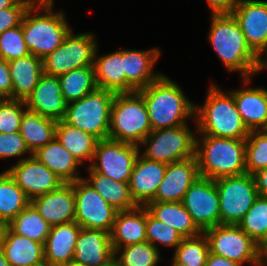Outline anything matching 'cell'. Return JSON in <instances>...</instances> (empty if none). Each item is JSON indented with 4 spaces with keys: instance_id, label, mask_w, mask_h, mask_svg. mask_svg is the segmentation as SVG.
Listing matches in <instances>:
<instances>
[{
    "instance_id": "1",
    "label": "cell",
    "mask_w": 267,
    "mask_h": 266,
    "mask_svg": "<svg viewBox=\"0 0 267 266\" xmlns=\"http://www.w3.org/2000/svg\"><path fill=\"white\" fill-rule=\"evenodd\" d=\"M208 41L229 72H238L243 86L259 73L261 58L250 48L232 14H211Z\"/></svg>"
},
{
    "instance_id": "2",
    "label": "cell",
    "mask_w": 267,
    "mask_h": 266,
    "mask_svg": "<svg viewBox=\"0 0 267 266\" xmlns=\"http://www.w3.org/2000/svg\"><path fill=\"white\" fill-rule=\"evenodd\" d=\"M138 92L146 103L152 131L185 125L189 118L195 120V104L165 74Z\"/></svg>"
},
{
    "instance_id": "3",
    "label": "cell",
    "mask_w": 267,
    "mask_h": 266,
    "mask_svg": "<svg viewBox=\"0 0 267 266\" xmlns=\"http://www.w3.org/2000/svg\"><path fill=\"white\" fill-rule=\"evenodd\" d=\"M208 88L204 104H195V132L199 135L246 139L250 131L237 110L232 93L223 91L213 83Z\"/></svg>"
},
{
    "instance_id": "4",
    "label": "cell",
    "mask_w": 267,
    "mask_h": 266,
    "mask_svg": "<svg viewBox=\"0 0 267 266\" xmlns=\"http://www.w3.org/2000/svg\"><path fill=\"white\" fill-rule=\"evenodd\" d=\"M245 153V139L196 136L195 157L202 177L217 180L245 174Z\"/></svg>"
},
{
    "instance_id": "5",
    "label": "cell",
    "mask_w": 267,
    "mask_h": 266,
    "mask_svg": "<svg viewBox=\"0 0 267 266\" xmlns=\"http://www.w3.org/2000/svg\"><path fill=\"white\" fill-rule=\"evenodd\" d=\"M26 46L42 60L59 47L72 30L63 11H53V5L32 4L22 20Z\"/></svg>"
},
{
    "instance_id": "6",
    "label": "cell",
    "mask_w": 267,
    "mask_h": 266,
    "mask_svg": "<svg viewBox=\"0 0 267 266\" xmlns=\"http://www.w3.org/2000/svg\"><path fill=\"white\" fill-rule=\"evenodd\" d=\"M151 132L143 96L138 91L116 93L110 114L109 138L140 146Z\"/></svg>"
},
{
    "instance_id": "7",
    "label": "cell",
    "mask_w": 267,
    "mask_h": 266,
    "mask_svg": "<svg viewBox=\"0 0 267 266\" xmlns=\"http://www.w3.org/2000/svg\"><path fill=\"white\" fill-rule=\"evenodd\" d=\"M115 92L97 88L83 98L68 103L63 122L92 134L98 140L109 138L110 114Z\"/></svg>"
},
{
    "instance_id": "8",
    "label": "cell",
    "mask_w": 267,
    "mask_h": 266,
    "mask_svg": "<svg viewBox=\"0 0 267 266\" xmlns=\"http://www.w3.org/2000/svg\"><path fill=\"white\" fill-rule=\"evenodd\" d=\"M196 133L188 124L153 130L140 144L147 147L140 154L147 159L170 164L195 157ZM142 146V147H141Z\"/></svg>"
},
{
    "instance_id": "9",
    "label": "cell",
    "mask_w": 267,
    "mask_h": 266,
    "mask_svg": "<svg viewBox=\"0 0 267 266\" xmlns=\"http://www.w3.org/2000/svg\"><path fill=\"white\" fill-rule=\"evenodd\" d=\"M95 33H78L72 30L62 44L43 59L44 74L59 77L71 70L94 65L98 48Z\"/></svg>"
},
{
    "instance_id": "10",
    "label": "cell",
    "mask_w": 267,
    "mask_h": 266,
    "mask_svg": "<svg viewBox=\"0 0 267 266\" xmlns=\"http://www.w3.org/2000/svg\"><path fill=\"white\" fill-rule=\"evenodd\" d=\"M210 253L229 260L261 266V249L238 225L220 224L206 229Z\"/></svg>"
},
{
    "instance_id": "11",
    "label": "cell",
    "mask_w": 267,
    "mask_h": 266,
    "mask_svg": "<svg viewBox=\"0 0 267 266\" xmlns=\"http://www.w3.org/2000/svg\"><path fill=\"white\" fill-rule=\"evenodd\" d=\"M219 193L220 224H235L252 207L259 196L252 174L223 177L215 180Z\"/></svg>"
},
{
    "instance_id": "12",
    "label": "cell",
    "mask_w": 267,
    "mask_h": 266,
    "mask_svg": "<svg viewBox=\"0 0 267 266\" xmlns=\"http://www.w3.org/2000/svg\"><path fill=\"white\" fill-rule=\"evenodd\" d=\"M140 154V147L111 138L97 141L92 162L88 166L95 172L115 181L129 183L132 169Z\"/></svg>"
},
{
    "instance_id": "13",
    "label": "cell",
    "mask_w": 267,
    "mask_h": 266,
    "mask_svg": "<svg viewBox=\"0 0 267 266\" xmlns=\"http://www.w3.org/2000/svg\"><path fill=\"white\" fill-rule=\"evenodd\" d=\"M75 222L85 229L111 233L118 212L84 179L73 182Z\"/></svg>"
},
{
    "instance_id": "14",
    "label": "cell",
    "mask_w": 267,
    "mask_h": 266,
    "mask_svg": "<svg viewBox=\"0 0 267 266\" xmlns=\"http://www.w3.org/2000/svg\"><path fill=\"white\" fill-rule=\"evenodd\" d=\"M182 203L202 232L220 225L219 193L215 180L202 176L197 178L185 193Z\"/></svg>"
},
{
    "instance_id": "15",
    "label": "cell",
    "mask_w": 267,
    "mask_h": 266,
    "mask_svg": "<svg viewBox=\"0 0 267 266\" xmlns=\"http://www.w3.org/2000/svg\"><path fill=\"white\" fill-rule=\"evenodd\" d=\"M7 171L30 200L58 189L64 183L33 155L22 157Z\"/></svg>"
},
{
    "instance_id": "16",
    "label": "cell",
    "mask_w": 267,
    "mask_h": 266,
    "mask_svg": "<svg viewBox=\"0 0 267 266\" xmlns=\"http://www.w3.org/2000/svg\"><path fill=\"white\" fill-rule=\"evenodd\" d=\"M231 14L237 20L250 48L263 58L267 52V1L240 2Z\"/></svg>"
},
{
    "instance_id": "17",
    "label": "cell",
    "mask_w": 267,
    "mask_h": 266,
    "mask_svg": "<svg viewBox=\"0 0 267 266\" xmlns=\"http://www.w3.org/2000/svg\"><path fill=\"white\" fill-rule=\"evenodd\" d=\"M199 177L196 157L167 164L154 201L182 202L189 187Z\"/></svg>"
},
{
    "instance_id": "18",
    "label": "cell",
    "mask_w": 267,
    "mask_h": 266,
    "mask_svg": "<svg viewBox=\"0 0 267 266\" xmlns=\"http://www.w3.org/2000/svg\"><path fill=\"white\" fill-rule=\"evenodd\" d=\"M158 47L148 50L123 49V66L126 76V92L139 91L160 78L163 73L154 71L160 59Z\"/></svg>"
},
{
    "instance_id": "19",
    "label": "cell",
    "mask_w": 267,
    "mask_h": 266,
    "mask_svg": "<svg viewBox=\"0 0 267 266\" xmlns=\"http://www.w3.org/2000/svg\"><path fill=\"white\" fill-rule=\"evenodd\" d=\"M25 104L28 110L43 117L63 120L67 103L62 95L59 77L43 74Z\"/></svg>"
},
{
    "instance_id": "20",
    "label": "cell",
    "mask_w": 267,
    "mask_h": 266,
    "mask_svg": "<svg viewBox=\"0 0 267 266\" xmlns=\"http://www.w3.org/2000/svg\"><path fill=\"white\" fill-rule=\"evenodd\" d=\"M166 168L167 164L139 154L128 183L131 197L137 206H146L154 201Z\"/></svg>"
},
{
    "instance_id": "21",
    "label": "cell",
    "mask_w": 267,
    "mask_h": 266,
    "mask_svg": "<svg viewBox=\"0 0 267 266\" xmlns=\"http://www.w3.org/2000/svg\"><path fill=\"white\" fill-rule=\"evenodd\" d=\"M31 204L50 226L75 221L73 183H63L58 189L33 198Z\"/></svg>"
},
{
    "instance_id": "22",
    "label": "cell",
    "mask_w": 267,
    "mask_h": 266,
    "mask_svg": "<svg viewBox=\"0 0 267 266\" xmlns=\"http://www.w3.org/2000/svg\"><path fill=\"white\" fill-rule=\"evenodd\" d=\"M112 259L114 250L110 233L81 228L75 244L73 261L86 266H105Z\"/></svg>"
},
{
    "instance_id": "23",
    "label": "cell",
    "mask_w": 267,
    "mask_h": 266,
    "mask_svg": "<svg viewBox=\"0 0 267 266\" xmlns=\"http://www.w3.org/2000/svg\"><path fill=\"white\" fill-rule=\"evenodd\" d=\"M235 105L249 131L264 130L267 126V89L248 87L231 90Z\"/></svg>"
},
{
    "instance_id": "24",
    "label": "cell",
    "mask_w": 267,
    "mask_h": 266,
    "mask_svg": "<svg viewBox=\"0 0 267 266\" xmlns=\"http://www.w3.org/2000/svg\"><path fill=\"white\" fill-rule=\"evenodd\" d=\"M113 250L147 241L146 207L118 211L110 233Z\"/></svg>"
},
{
    "instance_id": "25",
    "label": "cell",
    "mask_w": 267,
    "mask_h": 266,
    "mask_svg": "<svg viewBox=\"0 0 267 266\" xmlns=\"http://www.w3.org/2000/svg\"><path fill=\"white\" fill-rule=\"evenodd\" d=\"M80 230L75 221L51 227L44 244V260L49 266H62L73 261Z\"/></svg>"
},
{
    "instance_id": "26",
    "label": "cell",
    "mask_w": 267,
    "mask_h": 266,
    "mask_svg": "<svg viewBox=\"0 0 267 266\" xmlns=\"http://www.w3.org/2000/svg\"><path fill=\"white\" fill-rule=\"evenodd\" d=\"M32 155L64 183H73L83 177L78 170L80 162L56 139L38 148ZM78 170V171H77Z\"/></svg>"
},
{
    "instance_id": "27",
    "label": "cell",
    "mask_w": 267,
    "mask_h": 266,
    "mask_svg": "<svg viewBox=\"0 0 267 266\" xmlns=\"http://www.w3.org/2000/svg\"><path fill=\"white\" fill-rule=\"evenodd\" d=\"M12 99L26 100L44 74L43 60L33 54L8 62Z\"/></svg>"
},
{
    "instance_id": "28",
    "label": "cell",
    "mask_w": 267,
    "mask_h": 266,
    "mask_svg": "<svg viewBox=\"0 0 267 266\" xmlns=\"http://www.w3.org/2000/svg\"><path fill=\"white\" fill-rule=\"evenodd\" d=\"M97 48L94 59L96 83L98 88L115 93L126 92V76L123 66V49L105 55H98Z\"/></svg>"
},
{
    "instance_id": "29",
    "label": "cell",
    "mask_w": 267,
    "mask_h": 266,
    "mask_svg": "<svg viewBox=\"0 0 267 266\" xmlns=\"http://www.w3.org/2000/svg\"><path fill=\"white\" fill-rule=\"evenodd\" d=\"M145 207L154 218L171 226L184 238L202 233L182 202L151 201Z\"/></svg>"
},
{
    "instance_id": "30",
    "label": "cell",
    "mask_w": 267,
    "mask_h": 266,
    "mask_svg": "<svg viewBox=\"0 0 267 266\" xmlns=\"http://www.w3.org/2000/svg\"><path fill=\"white\" fill-rule=\"evenodd\" d=\"M2 250L11 266H28L44 262V244L17 235L8 229Z\"/></svg>"
},
{
    "instance_id": "31",
    "label": "cell",
    "mask_w": 267,
    "mask_h": 266,
    "mask_svg": "<svg viewBox=\"0 0 267 266\" xmlns=\"http://www.w3.org/2000/svg\"><path fill=\"white\" fill-rule=\"evenodd\" d=\"M88 176L83 177L106 201L118 211L132 210L137 207L131 197L129 184L115 181L93 171L88 166Z\"/></svg>"
},
{
    "instance_id": "32",
    "label": "cell",
    "mask_w": 267,
    "mask_h": 266,
    "mask_svg": "<svg viewBox=\"0 0 267 266\" xmlns=\"http://www.w3.org/2000/svg\"><path fill=\"white\" fill-rule=\"evenodd\" d=\"M57 121L26 110L20 124V134L31 153L50 143L56 137Z\"/></svg>"
},
{
    "instance_id": "33",
    "label": "cell",
    "mask_w": 267,
    "mask_h": 266,
    "mask_svg": "<svg viewBox=\"0 0 267 266\" xmlns=\"http://www.w3.org/2000/svg\"><path fill=\"white\" fill-rule=\"evenodd\" d=\"M56 139L81 165H84L88 160L92 162L98 141L92 134L74 128L61 120L56 123Z\"/></svg>"
},
{
    "instance_id": "34",
    "label": "cell",
    "mask_w": 267,
    "mask_h": 266,
    "mask_svg": "<svg viewBox=\"0 0 267 266\" xmlns=\"http://www.w3.org/2000/svg\"><path fill=\"white\" fill-rule=\"evenodd\" d=\"M31 200L7 170L0 173V219L10 223Z\"/></svg>"
},
{
    "instance_id": "35",
    "label": "cell",
    "mask_w": 267,
    "mask_h": 266,
    "mask_svg": "<svg viewBox=\"0 0 267 266\" xmlns=\"http://www.w3.org/2000/svg\"><path fill=\"white\" fill-rule=\"evenodd\" d=\"M59 82L67 104L83 98L98 88L94 65L60 75Z\"/></svg>"
},
{
    "instance_id": "36",
    "label": "cell",
    "mask_w": 267,
    "mask_h": 266,
    "mask_svg": "<svg viewBox=\"0 0 267 266\" xmlns=\"http://www.w3.org/2000/svg\"><path fill=\"white\" fill-rule=\"evenodd\" d=\"M51 227L31 203L9 223L13 233L42 244H45Z\"/></svg>"
},
{
    "instance_id": "37",
    "label": "cell",
    "mask_w": 267,
    "mask_h": 266,
    "mask_svg": "<svg viewBox=\"0 0 267 266\" xmlns=\"http://www.w3.org/2000/svg\"><path fill=\"white\" fill-rule=\"evenodd\" d=\"M209 253V242L202 232L195 237L183 238L174 250L172 260L180 266H205Z\"/></svg>"
},
{
    "instance_id": "38",
    "label": "cell",
    "mask_w": 267,
    "mask_h": 266,
    "mask_svg": "<svg viewBox=\"0 0 267 266\" xmlns=\"http://www.w3.org/2000/svg\"><path fill=\"white\" fill-rule=\"evenodd\" d=\"M237 225L261 247L267 241V197L259 195Z\"/></svg>"
},
{
    "instance_id": "39",
    "label": "cell",
    "mask_w": 267,
    "mask_h": 266,
    "mask_svg": "<svg viewBox=\"0 0 267 266\" xmlns=\"http://www.w3.org/2000/svg\"><path fill=\"white\" fill-rule=\"evenodd\" d=\"M160 255L148 241L114 249V259L120 266H157L163 260Z\"/></svg>"
},
{
    "instance_id": "40",
    "label": "cell",
    "mask_w": 267,
    "mask_h": 266,
    "mask_svg": "<svg viewBox=\"0 0 267 266\" xmlns=\"http://www.w3.org/2000/svg\"><path fill=\"white\" fill-rule=\"evenodd\" d=\"M245 140V170L253 175L267 167V133L264 130L250 131Z\"/></svg>"
},
{
    "instance_id": "41",
    "label": "cell",
    "mask_w": 267,
    "mask_h": 266,
    "mask_svg": "<svg viewBox=\"0 0 267 266\" xmlns=\"http://www.w3.org/2000/svg\"><path fill=\"white\" fill-rule=\"evenodd\" d=\"M146 237L147 241L159 249V245L173 247L181 243L184 238L178 231L164 222L154 218L146 209ZM159 243V244H158ZM161 243V244H160Z\"/></svg>"
},
{
    "instance_id": "42",
    "label": "cell",
    "mask_w": 267,
    "mask_h": 266,
    "mask_svg": "<svg viewBox=\"0 0 267 266\" xmlns=\"http://www.w3.org/2000/svg\"><path fill=\"white\" fill-rule=\"evenodd\" d=\"M30 54L23 35L22 25L8 29L0 34V58L12 61Z\"/></svg>"
},
{
    "instance_id": "43",
    "label": "cell",
    "mask_w": 267,
    "mask_h": 266,
    "mask_svg": "<svg viewBox=\"0 0 267 266\" xmlns=\"http://www.w3.org/2000/svg\"><path fill=\"white\" fill-rule=\"evenodd\" d=\"M26 110L24 100L0 99V133L20 132L21 119Z\"/></svg>"
},
{
    "instance_id": "44",
    "label": "cell",
    "mask_w": 267,
    "mask_h": 266,
    "mask_svg": "<svg viewBox=\"0 0 267 266\" xmlns=\"http://www.w3.org/2000/svg\"><path fill=\"white\" fill-rule=\"evenodd\" d=\"M27 153L28 157L32 156L20 132L0 133V159L21 157Z\"/></svg>"
},
{
    "instance_id": "45",
    "label": "cell",
    "mask_w": 267,
    "mask_h": 266,
    "mask_svg": "<svg viewBox=\"0 0 267 266\" xmlns=\"http://www.w3.org/2000/svg\"><path fill=\"white\" fill-rule=\"evenodd\" d=\"M32 4V0H20L13 7L0 10V34L21 25L26 11Z\"/></svg>"
},
{
    "instance_id": "46",
    "label": "cell",
    "mask_w": 267,
    "mask_h": 266,
    "mask_svg": "<svg viewBox=\"0 0 267 266\" xmlns=\"http://www.w3.org/2000/svg\"><path fill=\"white\" fill-rule=\"evenodd\" d=\"M12 99V81L8 61L0 58V99Z\"/></svg>"
},
{
    "instance_id": "47",
    "label": "cell",
    "mask_w": 267,
    "mask_h": 266,
    "mask_svg": "<svg viewBox=\"0 0 267 266\" xmlns=\"http://www.w3.org/2000/svg\"><path fill=\"white\" fill-rule=\"evenodd\" d=\"M211 14H231L238 2L236 0H206Z\"/></svg>"
},
{
    "instance_id": "48",
    "label": "cell",
    "mask_w": 267,
    "mask_h": 266,
    "mask_svg": "<svg viewBox=\"0 0 267 266\" xmlns=\"http://www.w3.org/2000/svg\"><path fill=\"white\" fill-rule=\"evenodd\" d=\"M258 194L267 197V167L253 174Z\"/></svg>"
},
{
    "instance_id": "49",
    "label": "cell",
    "mask_w": 267,
    "mask_h": 266,
    "mask_svg": "<svg viewBox=\"0 0 267 266\" xmlns=\"http://www.w3.org/2000/svg\"><path fill=\"white\" fill-rule=\"evenodd\" d=\"M244 264L229 260L225 257L209 253L205 266H243Z\"/></svg>"
},
{
    "instance_id": "50",
    "label": "cell",
    "mask_w": 267,
    "mask_h": 266,
    "mask_svg": "<svg viewBox=\"0 0 267 266\" xmlns=\"http://www.w3.org/2000/svg\"><path fill=\"white\" fill-rule=\"evenodd\" d=\"M8 229L9 223L0 219V249L3 247Z\"/></svg>"
},
{
    "instance_id": "51",
    "label": "cell",
    "mask_w": 267,
    "mask_h": 266,
    "mask_svg": "<svg viewBox=\"0 0 267 266\" xmlns=\"http://www.w3.org/2000/svg\"><path fill=\"white\" fill-rule=\"evenodd\" d=\"M261 266H267V242H265L261 247Z\"/></svg>"
},
{
    "instance_id": "52",
    "label": "cell",
    "mask_w": 267,
    "mask_h": 266,
    "mask_svg": "<svg viewBox=\"0 0 267 266\" xmlns=\"http://www.w3.org/2000/svg\"><path fill=\"white\" fill-rule=\"evenodd\" d=\"M20 0H0V10L6 9L9 7H13L16 5Z\"/></svg>"
},
{
    "instance_id": "53",
    "label": "cell",
    "mask_w": 267,
    "mask_h": 266,
    "mask_svg": "<svg viewBox=\"0 0 267 266\" xmlns=\"http://www.w3.org/2000/svg\"><path fill=\"white\" fill-rule=\"evenodd\" d=\"M0 266H11L10 263L5 258L2 248L0 249Z\"/></svg>"
},
{
    "instance_id": "54",
    "label": "cell",
    "mask_w": 267,
    "mask_h": 266,
    "mask_svg": "<svg viewBox=\"0 0 267 266\" xmlns=\"http://www.w3.org/2000/svg\"><path fill=\"white\" fill-rule=\"evenodd\" d=\"M263 57L265 59L261 58L259 72L263 71L264 69L267 70V52L263 55Z\"/></svg>"
},
{
    "instance_id": "55",
    "label": "cell",
    "mask_w": 267,
    "mask_h": 266,
    "mask_svg": "<svg viewBox=\"0 0 267 266\" xmlns=\"http://www.w3.org/2000/svg\"><path fill=\"white\" fill-rule=\"evenodd\" d=\"M62 266H86V265H83V264H80V263H77L75 261H70Z\"/></svg>"
},
{
    "instance_id": "56",
    "label": "cell",
    "mask_w": 267,
    "mask_h": 266,
    "mask_svg": "<svg viewBox=\"0 0 267 266\" xmlns=\"http://www.w3.org/2000/svg\"><path fill=\"white\" fill-rule=\"evenodd\" d=\"M105 266H120V264L115 260L112 259L107 265Z\"/></svg>"
},
{
    "instance_id": "57",
    "label": "cell",
    "mask_w": 267,
    "mask_h": 266,
    "mask_svg": "<svg viewBox=\"0 0 267 266\" xmlns=\"http://www.w3.org/2000/svg\"><path fill=\"white\" fill-rule=\"evenodd\" d=\"M44 5H54V0H44Z\"/></svg>"
},
{
    "instance_id": "58",
    "label": "cell",
    "mask_w": 267,
    "mask_h": 266,
    "mask_svg": "<svg viewBox=\"0 0 267 266\" xmlns=\"http://www.w3.org/2000/svg\"><path fill=\"white\" fill-rule=\"evenodd\" d=\"M28 266H49V265L44 261V262H41V263H37V264H34V265H28Z\"/></svg>"
},
{
    "instance_id": "59",
    "label": "cell",
    "mask_w": 267,
    "mask_h": 266,
    "mask_svg": "<svg viewBox=\"0 0 267 266\" xmlns=\"http://www.w3.org/2000/svg\"><path fill=\"white\" fill-rule=\"evenodd\" d=\"M34 4L44 5V0H32Z\"/></svg>"
},
{
    "instance_id": "60",
    "label": "cell",
    "mask_w": 267,
    "mask_h": 266,
    "mask_svg": "<svg viewBox=\"0 0 267 266\" xmlns=\"http://www.w3.org/2000/svg\"><path fill=\"white\" fill-rule=\"evenodd\" d=\"M171 266H180V265H177L173 260L171 262Z\"/></svg>"
},
{
    "instance_id": "61",
    "label": "cell",
    "mask_w": 267,
    "mask_h": 266,
    "mask_svg": "<svg viewBox=\"0 0 267 266\" xmlns=\"http://www.w3.org/2000/svg\"><path fill=\"white\" fill-rule=\"evenodd\" d=\"M238 3L244 2V1H252V0H236Z\"/></svg>"
}]
</instances>
